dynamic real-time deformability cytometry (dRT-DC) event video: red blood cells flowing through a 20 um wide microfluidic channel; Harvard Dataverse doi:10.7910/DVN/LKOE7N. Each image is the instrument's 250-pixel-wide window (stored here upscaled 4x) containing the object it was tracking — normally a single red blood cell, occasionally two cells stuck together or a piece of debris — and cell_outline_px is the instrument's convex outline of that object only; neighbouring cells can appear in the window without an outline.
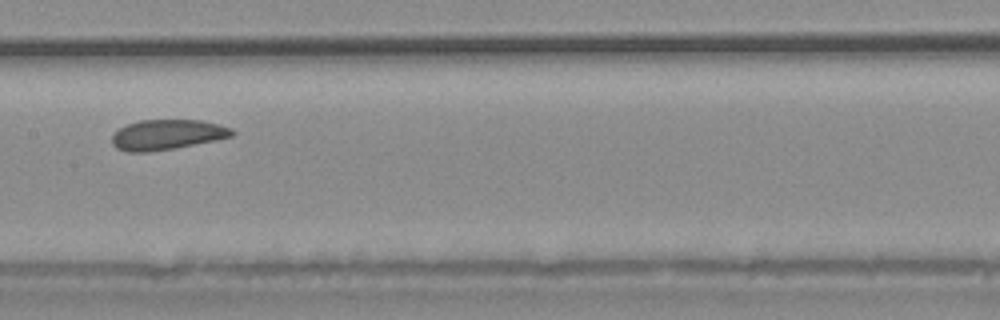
{"species": "common noctule bat (a hibernating species)", "species_latin": "Nyctalus noctula", "temperature_condition": "warm", "stored_images_in_passage": 35, "camera_frame_rate_fps": 3000, "um_per_image_px": 0.085, "animal": {"sex": "male", "body_mass_g": 20.4}, "frame": {"image": 1, "passage_image": 16, "time_ms": 5.0, "image_size_px": [1000, 320], "cell_outline_px": [[236, 132], [232, 136], [216, 140], [176, 148], [148, 152], [128, 152], [116, 148], [112, 144], [112, 136], [120, 128], [128, 124], [140, 120], [200, 120], [232, 128]], "centroid_in_image_um": [14.21, 11.45], "position_along_channel_um": 193.2, "area_um2": 21.04}}